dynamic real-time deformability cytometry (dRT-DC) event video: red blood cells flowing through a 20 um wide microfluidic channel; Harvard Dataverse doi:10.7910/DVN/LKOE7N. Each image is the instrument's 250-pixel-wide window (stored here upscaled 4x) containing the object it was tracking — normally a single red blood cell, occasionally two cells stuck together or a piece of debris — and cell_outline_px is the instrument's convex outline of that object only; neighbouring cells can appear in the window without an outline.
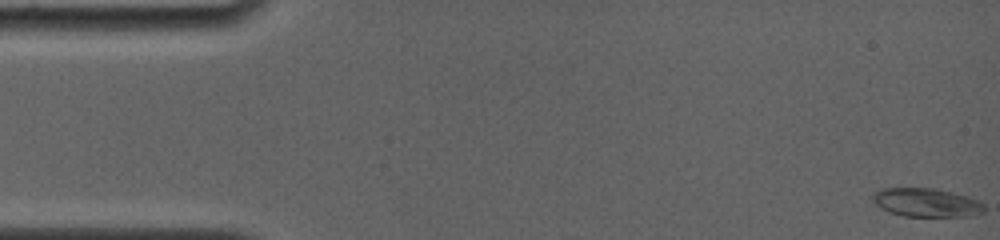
{"species": "common noctule bat (a hibernating species)", "species_latin": "Nyctalus noctula", "temperature_condition": "room temperature", "stored_images_in_passage": 27, "camera_frame_rate_fps": 4000, "um_per_image_px": 0.085, "animal": {"sex": "female", "body_mass_g": 19.0, "forearm_length_mm": 56.7}, "frame": {"image": 1, "passage_image": 1, "time_ms": 0.0, "image_size_px": [1000, 240], "cell_outline_px": [[984, 212], [968, 216], [904, 216], [888, 212], [880, 208], [872, 200], [872, 196], [876, 192], [884, 188], [936, 188], [968, 196], [984, 204]], "centroid_in_image_um": [78.73, 17.21], "position_along_channel_um": 6.3, "area_um2": 18.55}}
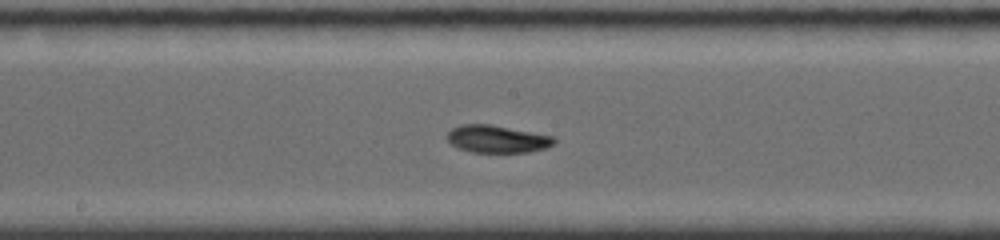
{"frame": {"image": 2, "passage_image": 16, "time_ms": 8.5, "image_size_px": [1000, 240], "cell_outline_px": [[556, 144], [548, 148], [528, 152], [472, 152], [460, 148], [452, 144], [448, 140], [448, 132], [452, 128], [460, 124], [492, 124], [552, 136], [556, 140]], "centroid_in_image_um": [42.29, 11.81], "position_along_channel_um": 205.9, "area_um2": 17.11}}
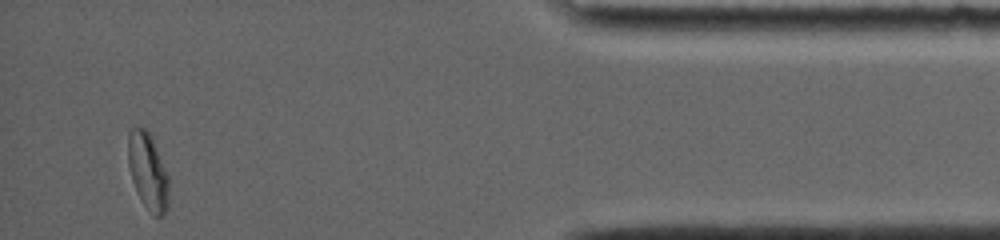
{"frame": {"image": 3, "passage_image": 27, "time_ms": 15.25, "image_size_px": [1000, 240], "cell_outline_px": [[168, 208], [160, 216], [156, 216], [144, 204], [132, 180], [128, 164], [128, 132], [132, 128], [144, 128], [152, 136], [168, 176]], "centroid_in_image_um": [12.57, 14.52], "position_along_channel_um": 422.6, "area_um2": 17.8}, "authors_computed_cell_mechanics": {"area_um2": 17.1666, "velocity_mm_per_s": 3.8698, "shape_relaxation_time_tau1_ms": null, "shape_relaxation_time_tau2_ms": 6.4017, "deformation_change_tau1": null, "deformation_change_tau2": 0.1114}}